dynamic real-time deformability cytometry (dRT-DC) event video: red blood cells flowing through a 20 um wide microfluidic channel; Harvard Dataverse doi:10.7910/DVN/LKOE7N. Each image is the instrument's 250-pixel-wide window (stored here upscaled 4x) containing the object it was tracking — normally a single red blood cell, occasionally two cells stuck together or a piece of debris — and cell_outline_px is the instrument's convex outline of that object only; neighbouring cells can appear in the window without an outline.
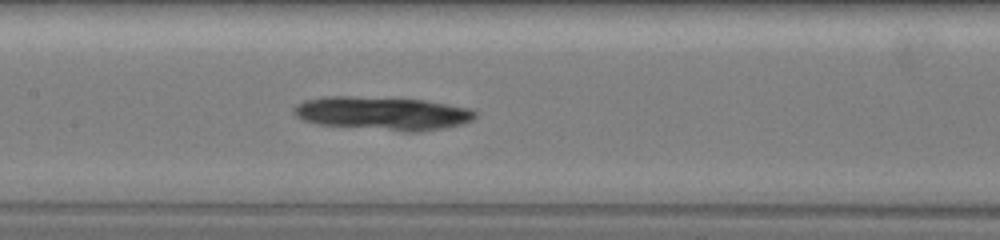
{"species": "common noctule bat (a hibernating species)", "species_latin": "Nyctalus noctula", "temperature_condition": "warm", "stored_images_in_passage": 23, "camera_frame_rate_fps": 3000, "um_per_image_px": 0.085, "animal": {"sex": "female", "body_mass_g": 19.5, "forearm_length_mm": 54.1}, "frame": {"image": 1, "passage_image": 23, "time_ms": 9.0, "image_size_px": [1000, 240], "cell_outline_px": [[476, 116], [472, 120], [464, 124], [444, 128], [420, 132], [400, 132], [316, 124], [304, 120], [296, 116], [292, 112], [292, 108], [296, 104], [304, 100], [328, 96], [348, 96], [424, 100], [468, 108], [476, 112]], "centroid_in_image_um": [32.49, 9.65], "position_along_channel_um": 174.9, "area_um2": 35.6}}